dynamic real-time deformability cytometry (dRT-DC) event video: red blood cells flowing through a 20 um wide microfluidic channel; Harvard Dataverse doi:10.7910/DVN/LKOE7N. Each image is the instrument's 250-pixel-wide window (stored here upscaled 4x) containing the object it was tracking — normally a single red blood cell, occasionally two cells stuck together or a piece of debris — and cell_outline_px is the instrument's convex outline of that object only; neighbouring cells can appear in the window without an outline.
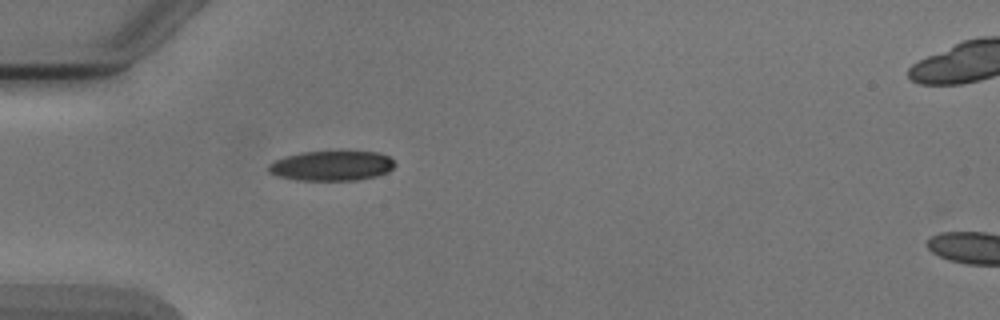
{"species": "Egyptian fruit bat (a non-hibernating species)", "species_latin": "Rousettus aegyptiacus", "temperature_condition": "cold", "stored_images_in_passage": 2, "camera_frame_rate_fps": 3000, "um_per_image_px": 0.085, "animal": {"sex": "male"}, "frame": {"image": 1, "passage_image": 1, "time_ms": 0.0, "image_size_px": [1000, 320], "cell_outline_px": [[396, 164], [388, 172], [376, 176], [356, 180], [296, 180], [280, 176], [268, 172], [268, 164], [284, 156], [300, 152], [340, 148], [380, 152], [388, 156]], "centroid_in_image_um": [28.22, 14.02], "position_along_channel_um": 56.8, "area_um2": 23.06}}